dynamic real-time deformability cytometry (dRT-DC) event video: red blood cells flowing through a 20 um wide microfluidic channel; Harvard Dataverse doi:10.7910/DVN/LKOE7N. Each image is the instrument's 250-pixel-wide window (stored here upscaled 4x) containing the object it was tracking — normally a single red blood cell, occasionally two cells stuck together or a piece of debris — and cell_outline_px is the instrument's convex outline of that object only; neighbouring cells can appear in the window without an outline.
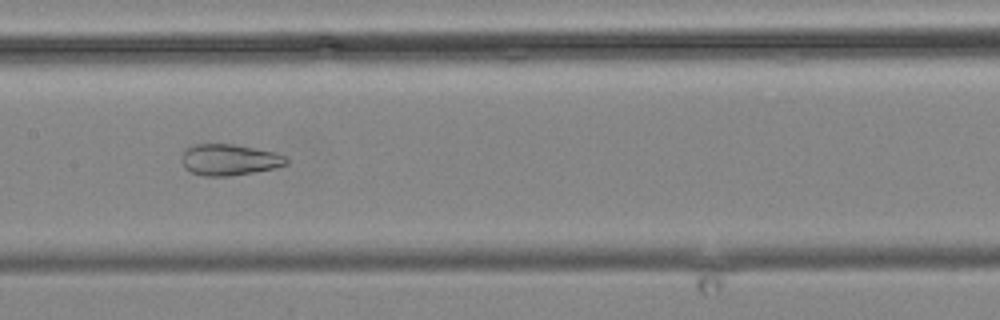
{"species": "common noctule bat (a hibernating species)", "species_latin": "Nyctalus noctula", "temperature_condition": "cold", "stored_images_in_passage": 15, "camera_frame_rate_fps": 3000, "um_per_image_px": 0.085, "animal": {"sex": "male", "body_mass_g": 19.2, "forearm_length_mm": 51.8}, "frame": {"image": 1, "passage_image": 7, "time_ms": 7.0, "image_size_px": [1000, 320], "cell_outline_px": [[288, 164], [272, 168], [232, 176], [204, 176], [192, 172], [184, 168], [180, 160], [180, 156], [184, 148], [192, 144], [232, 144], [272, 152], [284, 156], [288, 160]], "centroid_in_image_um": [19.39, 13.58], "position_along_channel_um": 188.0, "area_um2": 19.02}}